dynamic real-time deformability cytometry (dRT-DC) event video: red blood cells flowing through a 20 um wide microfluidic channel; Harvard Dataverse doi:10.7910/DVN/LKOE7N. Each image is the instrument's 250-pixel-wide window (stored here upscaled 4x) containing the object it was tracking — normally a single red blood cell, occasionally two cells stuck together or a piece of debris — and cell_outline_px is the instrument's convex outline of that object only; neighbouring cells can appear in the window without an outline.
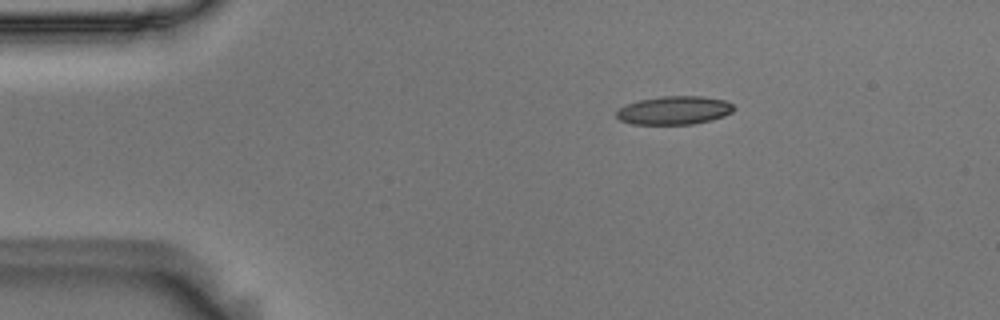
{"species": "Egyptian fruit bat (a non-hibernating species)", "species_latin": "Rousettus aegyptiacus", "temperature_condition": "room temperature", "stored_images_in_passage": 3, "camera_frame_rate_fps": 3000, "um_per_image_px": 0.085, "animal": {"sex": "male"}, "frame": {"image": 1, "passage_image": 2, "time_ms": 0.333, "image_size_px": [1000, 320], "cell_outline_px": [[736, 108], [732, 112], [724, 116], [712, 120], [692, 124], [632, 124], [620, 120], [616, 116], [616, 112], [624, 104], [640, 100], [660, 96], [700, 96], [724, 100], [732, 104]], "centroid_in_image_um": [57.31, 9.38], "position_along_channel_um": 27.7, "area_um2": 19.48}}